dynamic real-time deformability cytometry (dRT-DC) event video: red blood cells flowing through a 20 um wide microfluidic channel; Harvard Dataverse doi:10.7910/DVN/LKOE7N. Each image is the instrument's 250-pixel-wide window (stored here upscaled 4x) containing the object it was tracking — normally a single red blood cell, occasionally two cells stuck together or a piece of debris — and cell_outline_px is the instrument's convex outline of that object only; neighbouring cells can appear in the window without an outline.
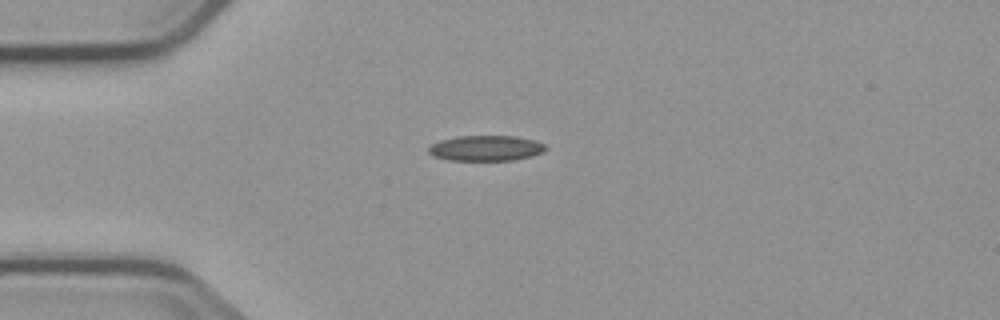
{"species": "common noctule bat (a hibernating species)", "species_latin": "Nyctalus noctula", "temperature_condition": "cold", "stored_images_in_passage": 2, "camera_frame_rate_fps": 3000, "um_per_image_px": 0.085, "animal": {"sex": "male", "body_mass_g": 23.1, "forearm_length_mm": 52.7}, "frame": {"image": 1, "passage_image": 1, "time_ms": 0.0, "image_size_px": [1000, 320], "cell_outline_px": [[548, 148], [544, 152], [532, 156], [516, 160], [448, 160], [432, 156], [428, 152], [428, 148], [432, 144], [440, 140], [460, 136], [516, 136], [532, 140], [544, 144]], "centroid_in_image_um": [41.31, 12.6], "position_along_channel_um": 43.7, "area_um2": 17.4}}